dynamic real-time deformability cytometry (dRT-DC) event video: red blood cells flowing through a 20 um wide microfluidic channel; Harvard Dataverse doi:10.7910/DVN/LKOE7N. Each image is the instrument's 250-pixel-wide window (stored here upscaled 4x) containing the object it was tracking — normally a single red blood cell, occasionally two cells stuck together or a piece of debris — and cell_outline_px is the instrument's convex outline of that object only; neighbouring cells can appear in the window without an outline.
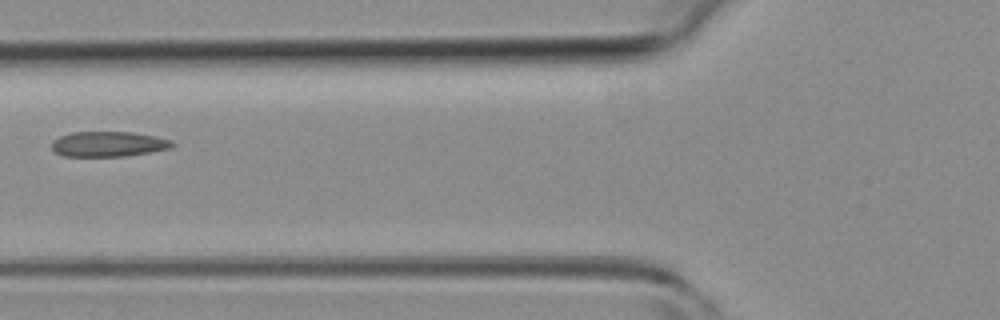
{"species": "common noctule bat (a hibernating species)", "species_latin": "Nyctalus noctula", "temperature_condition": "room temperature", "stored_images_in_passage": 6, "camera_frame_rate_fps": 3000, "um_per_image_px": 0.085, "animal": {"sex": "female", "body_mass_g": 19.3, "forearm_length_mm": 54.1}, "frame": {"image": 1, "passage_image": 6, "time_ms": 5.667, "image_size_px": [1000, 320], "cell_outline_px": [[176, 144], [172, 148], [124, 156], [64, 156], [56, 152], [52, 148], [52, 140], [60, 136], [72, 132], [132, 132], [156, 136], [168, 140]], "centroid_in_image_um": [9.2, 12.24], "position_along_channel_um": 116.6, "area_um2": 17.57}}